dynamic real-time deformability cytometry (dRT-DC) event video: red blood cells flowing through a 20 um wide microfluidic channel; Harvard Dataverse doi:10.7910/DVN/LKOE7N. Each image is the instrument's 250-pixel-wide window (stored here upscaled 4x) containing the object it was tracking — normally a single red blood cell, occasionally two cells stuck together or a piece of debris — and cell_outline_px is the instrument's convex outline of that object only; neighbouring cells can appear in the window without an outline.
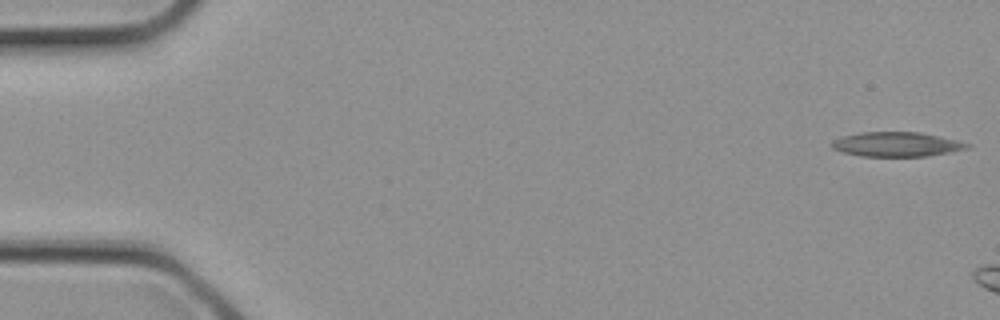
{"species": "common noctule bat (a hibernating species)", "species_latin": "Nyctalus noctula", "temperature_condition": "cold", "stored_images_in_passage": 5, "camera_frame_rate_fps": 3000, "um_per_image_px": 0.085, "animal": {"sex": "female", "body_mass_g": 21.9}, "frame": {"image": 1, "passage_image": 1, "time_ms": 0.0, "image_size_px": [1000, 320], "cell_outline_px": [[972, 144], [968, 148], [928, 156], [860, 156], [844, 152], [832, 148], [828, 144], [832, 140], [844, 136], [860, 132], [920, 132], [956, 140]], "centroid_in_image_um": [76.17, 12.26], "position_along_channel_um": 8.8, "area_um2": 19.25}}